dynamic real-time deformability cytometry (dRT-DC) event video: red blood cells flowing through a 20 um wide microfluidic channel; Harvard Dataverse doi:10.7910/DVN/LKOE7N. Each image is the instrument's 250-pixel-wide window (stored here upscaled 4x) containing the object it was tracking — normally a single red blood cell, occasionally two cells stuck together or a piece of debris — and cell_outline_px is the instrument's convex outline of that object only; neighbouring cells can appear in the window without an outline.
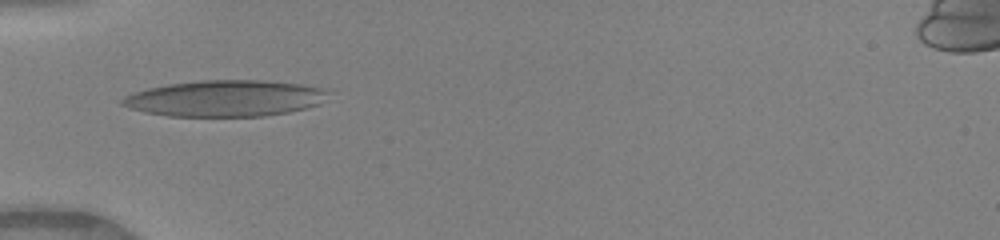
{"species": "human", "species_latin": "Homo sapiens", "temperature_condition": "warm", "stored_images_in_passage": 33, "camera_frame_rate_fps": 3000, "um_per_image_px": 0.085, "donor": {"sex": "female"}, "frame": {"image": 1, "passage_image": 1, "time_ms": 0.0, "image_size_px": [1000, 240], "cell_outline_px": [[332, 92], [320, 104], [288, 112], [264, 116], [168, 116], [144, 112], [120, 104], [120, 100], [124, 96], [132, 92], [148, 88], [168, 84], [200, 80], [260, 80], [300, 84], [320, 88]], "centroid_in_image_um": [19.12, 8.36], "position_along_channel_um": 65.9, "area_um2": 43.52}}
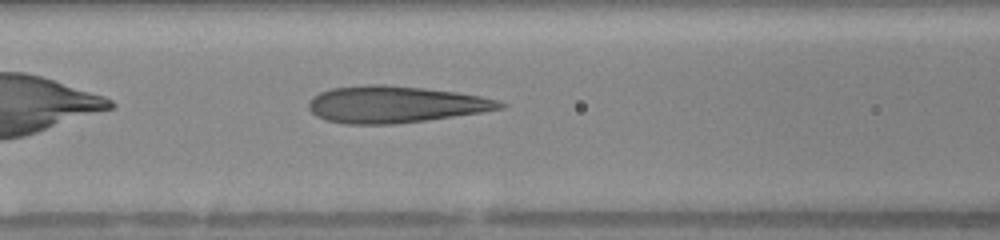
{"frame": {"image": 2, "passage_image": 6, "time_ms": 1.667, "image_size_px": [1000, 240], "cell_outline_px": [[508, 104], [504, 108], [480, 112], [424, 120], [392, 124], [344, 124], [328, 120], [316, 116], [308, 108], [308, 100], [312, 96], [320, 92], [332, 88], [364, 84], [384, 84], [424, 88], [456, 92], [480, 96], [500, 100]], "centroid_in_image_um": [33.56, 8.86], "position_along_channel_um": 133.0, "area_um2": 40.98}}
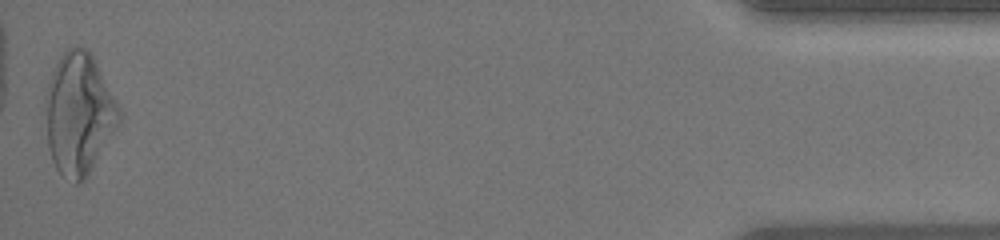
{"frame": {"image": 3, "passage_image": 33, "time_ms": 10.667, "image_size_px": [1000, 240], "cell_outline_px": [[124, 112], [120, 124], [88, 176], [84, 180], [76, 184], [60, 172], [56, 168], [52, 160], [48, 148], [44, 100], [44, 96], [52, 72], [60, 56], [68, 48], [76, 44], [80, 44], [92, 52]], "centroid_in_image_um": [6.75, 9.62], "position_along_channel_um": 428.5, "area_um2": 53.41}, "authors_computed_cell_mechanics": {"area_um2": 41.327, "velocity_mm_per_s": 4.1593, "shape_relaxation_time_tau1_ms": 8.7375, "shape_relaxation_time_tau2_ms": 1.2353, "deformation_change_tau1": 0.2836, "deformation_change_tau2": 0.1164}}